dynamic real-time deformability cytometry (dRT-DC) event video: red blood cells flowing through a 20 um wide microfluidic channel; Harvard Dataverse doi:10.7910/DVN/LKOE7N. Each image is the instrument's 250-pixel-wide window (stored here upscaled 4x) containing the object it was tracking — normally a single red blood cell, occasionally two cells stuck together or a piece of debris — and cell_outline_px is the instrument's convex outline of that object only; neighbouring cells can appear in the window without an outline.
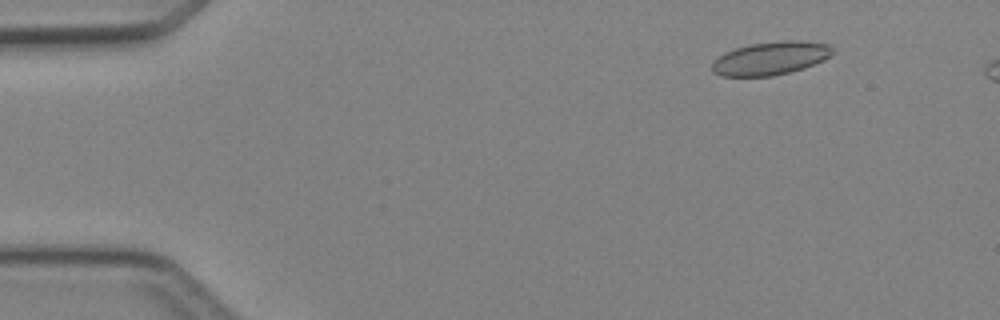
{"species": "Egyptian fruit bat (a non-hibernating species)", "species_latin": "Rousettus aegyptiacus", "temperature_condition": "cold", "stored_images_in_passage": 10, "camera_frame_rate_fps": 3000, "um_per_image_px": 0.085, "animal": {"sex": "female"}, "frame": {"image": 1, "passage_image": 6, "time_ms": 1.667, "image_size_px": [1000, 320], "cell_outline_px": [[836, 52], [824, 60], [804, 68], [772, 76], [720, 76], [712, 72], [712, 60], [724, 52], [736, 48], [752, 44], [784, 40], [800, 40], [828, 44]], "centroid_in_image_um": [65.49, 4.95], "position_along_channel_um": 19.5, "area_um2": 23.47}}